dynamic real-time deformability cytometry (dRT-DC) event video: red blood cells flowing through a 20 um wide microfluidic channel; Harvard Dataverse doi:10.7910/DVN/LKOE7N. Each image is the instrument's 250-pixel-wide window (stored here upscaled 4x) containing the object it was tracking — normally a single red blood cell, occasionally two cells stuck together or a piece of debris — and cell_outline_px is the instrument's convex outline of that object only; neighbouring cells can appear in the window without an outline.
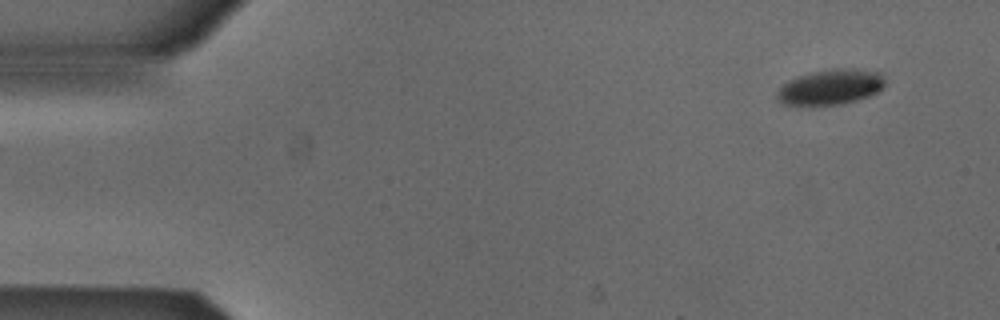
{"species": "Egyptian fruit bat (a non-hibernating species)", "species_latin": "Rousettus aegyptiacus", "temperature_condition": "cold", "stored_images_in_passage": 4, "camera_frame_rate_fps": 3000, "um_per_image_px": 0.085, "animal": {"sex": "male"}, "frame": {"image": 1, "passage_image": 1, "time_ms": 0.0, "image_size_px": [1000, 320], "cell_outline_px": [[884, 88], [868, 96], [856, 100], [840, 104], [812, 108], [784, 104], [776, 100], [776, 92], [788, 80], [796, 76], [812, 72], [832, 68], [860, 68], [880, 72], [884, 80]], "centroid_in_image_um": [70.55, 7.42], "position_along_channel_um": 14.5, "area_um2": 23.0}}
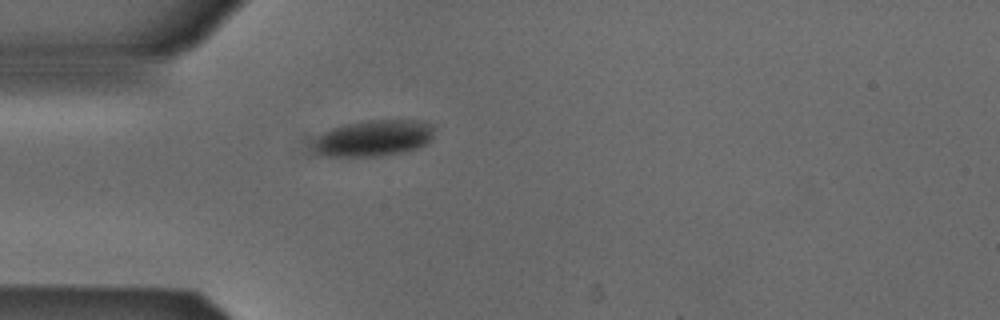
{"frame": {"image": 2, "passage_image": 4, "time_ms": 1.0, "image_size_px": [1000, 320], "cell_outline_px": [[432, 136], [424, 144], [416, 148], [400, 152], [380, 156], [320, 156], [316, 152], [316, 136], [332, 128], [344, 124], [368, 120], [420, 120], [432, 124]], "centroid_in_image_um": [31.74, 11.73], "position_along_channel_um": 53.3, "area_um2": 25.2}}